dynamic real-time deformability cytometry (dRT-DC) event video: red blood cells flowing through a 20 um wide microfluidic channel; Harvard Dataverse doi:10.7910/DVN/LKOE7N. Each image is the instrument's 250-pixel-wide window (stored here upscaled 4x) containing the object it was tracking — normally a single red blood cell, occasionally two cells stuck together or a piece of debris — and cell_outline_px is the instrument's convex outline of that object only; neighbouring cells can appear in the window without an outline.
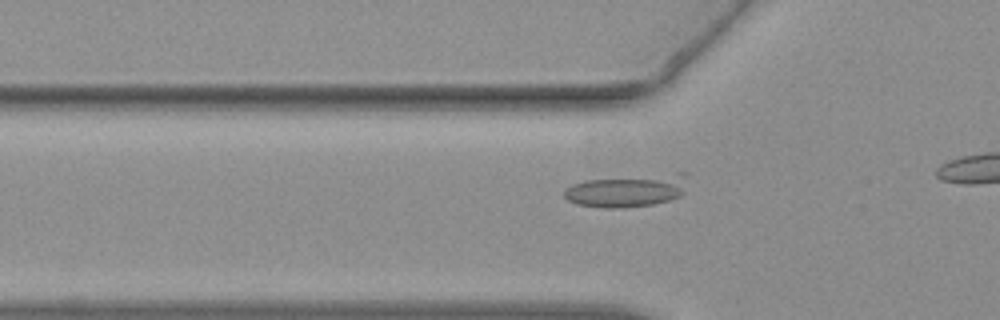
{"species": "common noctule bat (a hibernating species)", "species_latin": "Nyctalus noctula", "temperature_condition": "warm", "stored_images_in_passage": 15, "camera_frame_rate_fps": 3000, "um_per_image_px": 0.085, "animal": {"sex": "female", "body_mass_g": 19.3, "forearm_length_mm": 54.1}, "frame": {"image": 1, "passage_image": 9, "time_ms": 2.667, "image_size_px": [1000, 320], "cell_outline_px": [[688, 172], [684, 192], [680, 196], [668, 200], [652, 204], [624, 208], [604, 208], [576, 204], [568, 200], [564, 196], [564, 188], [572, 184], [584, 180], [676, 172]], "centroid_in_image_um": [53.32, 16.18], "position_along_channel_um": 72.5, "area_um2": 23.76}}
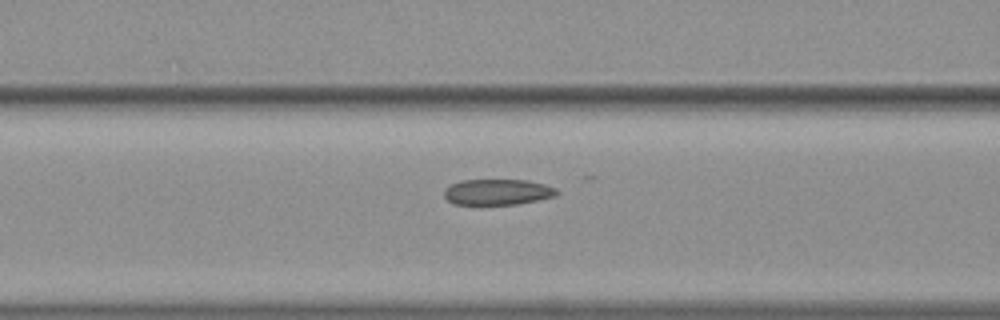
{"frame": {"image": 2, "passage_image": 13, "time_ms": 4.0, "image_size_px": [1000, 320], "cell_outline_px": [[560, 192], [556, 196], [516, 204], [456, 204], [448, 200], [444, 196], [444, 188], [460, 180], [528, 180], [544, 184], [556, 188]], "centroid_in_image_um": [42.3, 16.31], "position_along_channel_um": 124.3, "area_um2": 16.88}}